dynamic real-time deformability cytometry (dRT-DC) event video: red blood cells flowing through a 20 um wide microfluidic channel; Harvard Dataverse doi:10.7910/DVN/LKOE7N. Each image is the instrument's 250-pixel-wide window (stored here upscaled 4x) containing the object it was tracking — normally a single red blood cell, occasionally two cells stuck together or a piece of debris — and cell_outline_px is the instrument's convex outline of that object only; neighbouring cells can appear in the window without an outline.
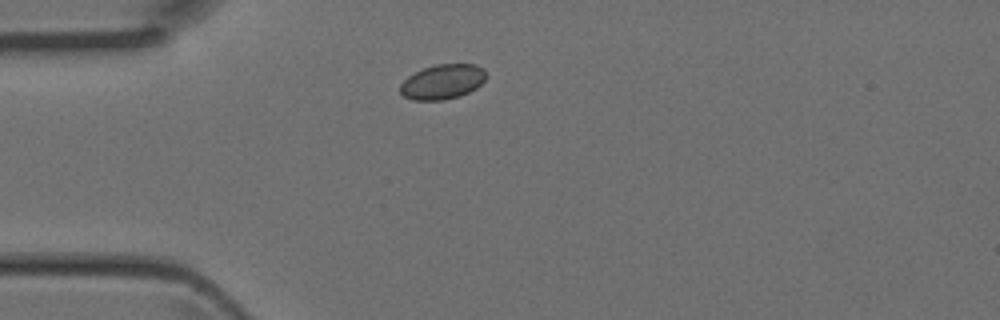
{"species": "Egyptian fruit bat (a non-hibernating species)", "species_latin": "Rousettus aegyptiacus", "temperature_condition": "room temperature", "stored_images_in_passage": 1, "camera_frame_rate_fps": 3000, "um_per_image_px": 0.085, "animal": {"sex": "female"}, "frame": {"image": 1, "passage_image": 1, "time_ms": 0.0, "image_size_px": [1000, 320], "cell_outline_px": [[488, 76], [476, 88], [460, 96], [444, 100], [412, 100], [404, 96], [400, 92], [400, 84], [408, 76], [424, 68], [436, 64], [476, 64], [484, 68]], "centroid_in_image_um": [37.64, 6.95], "position_along_channel_um": 47.4, "area_um2": 17.51}}